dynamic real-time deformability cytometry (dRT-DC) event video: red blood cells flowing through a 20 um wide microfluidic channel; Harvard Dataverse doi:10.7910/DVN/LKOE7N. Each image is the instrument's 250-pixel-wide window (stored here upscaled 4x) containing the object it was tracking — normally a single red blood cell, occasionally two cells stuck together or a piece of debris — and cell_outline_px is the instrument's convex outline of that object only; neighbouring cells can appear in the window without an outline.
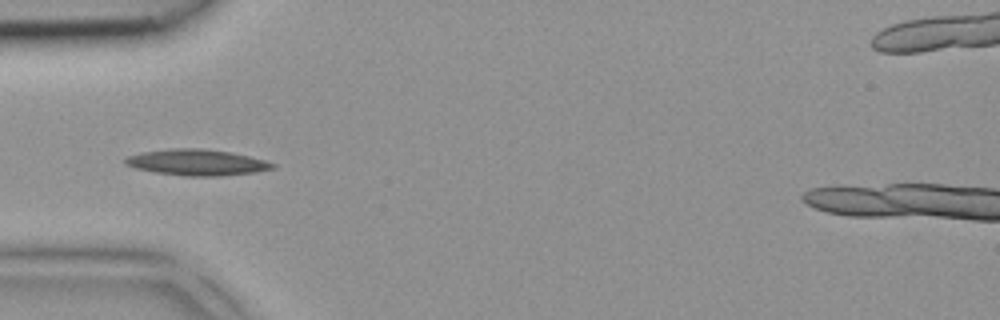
{"species": "common noctule bat (a hibernating species)", "species_latin": "Nyctalus noctula", "temperature_condition": "room temperature", "stored_images_in_passage": 3, "camera_frame_rate_fps": 3000, "um_per_image_px": 0.085, "animal": {"sex": "female", "body_mass_g": 18.4}, "frame": {"image": 1, "passage_image": 3, "time_ms": 0.667, "image_size_px": [1000, 320], "cell_outline_px": [[276, 168], [256, 172], [220, 176], [184, 176], [156, 172], [136, 168], [124, 164], [124, 160], [128, 156], [140, 152], [172, 148], [200, 148], [232, 152], [264, 160], [276, 164]], "centroid_in_image_um": [16.74, 13.8], "position_along_channel_um": 68.3, "area_um2": 22.43}}